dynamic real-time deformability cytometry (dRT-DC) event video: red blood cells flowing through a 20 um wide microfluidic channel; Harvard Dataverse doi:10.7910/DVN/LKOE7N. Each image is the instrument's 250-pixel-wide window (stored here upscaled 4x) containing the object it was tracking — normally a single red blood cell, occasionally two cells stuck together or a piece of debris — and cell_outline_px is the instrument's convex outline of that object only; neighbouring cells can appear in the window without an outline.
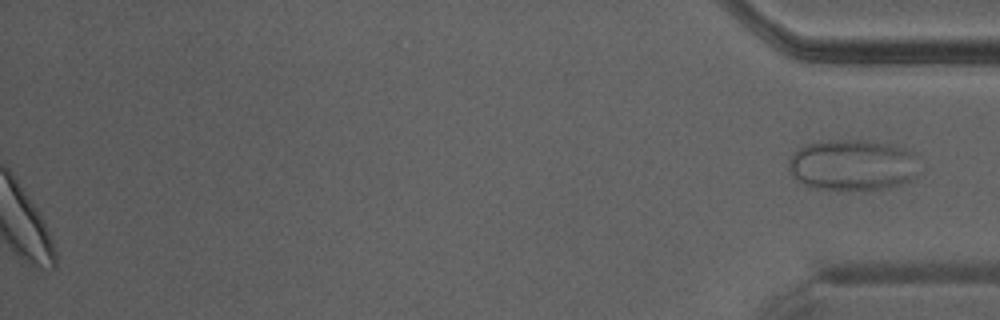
{"species": "Egyptian fruit bat (a non-hibernating species)", "species_latin": "Rousettus aegyptiacus", "temperature_condition": "warm", "stored_images_in_passage": 34, "segment_of_instrument_passage": [2, 2], "camera_frame_rate_fps": 3000, "um_per_image_px": 0.085, "animal": {"sex": "male"}, "frame": {"image": 1, "passage_image": 34, "time_ms": 11.0, "image_size_px": [1000, 320], "cell_outline_px": [[920, 172], [912, 180], [900, 184], [884, 188], [808, 188], [796, 180], [788, 172], [788, 160], [792, 152], [796, 148], [808, 144], [828, 140], [860, 140], [888, 144], [904, 148], [912, 156]], "centroid_in_image_um": [72.38, 14.02], "position_along_channel_um": 362.8, "area_um2": 38.55}}